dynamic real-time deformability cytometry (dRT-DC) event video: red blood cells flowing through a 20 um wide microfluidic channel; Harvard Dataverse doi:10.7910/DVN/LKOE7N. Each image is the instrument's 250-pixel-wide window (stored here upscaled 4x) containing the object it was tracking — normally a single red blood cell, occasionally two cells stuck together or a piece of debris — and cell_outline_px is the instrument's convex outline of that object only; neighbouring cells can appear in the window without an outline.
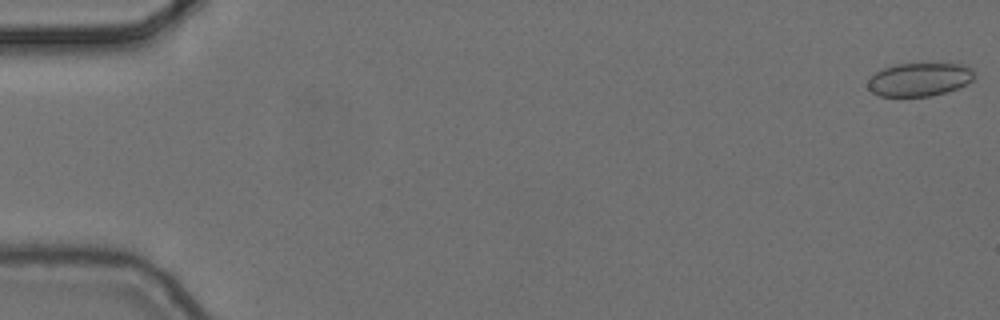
{"species": "common noctule bat (a hibernating species)", "species_latin": "Nyctalus noctula", "temperature_condition": "cold", "stored_images_in_passage": 8, "camera_frame_rate_fps": 3000, "um_per_image_px": 0.085, "animal": {"sex": "female", "body_mass_g": 24.6, "forearm_length_mm": 56.2}, "frame": {"image": 1, "passage_image": 1, "time_ms": 0.0, "image_size_px": [1000, 320], "cell_outline_px": [[972, 80], [956, 88], [932, 96], [880, 96], [872, 92], [868, 88], [868, 80], [876, 72], [884, 68], [896, 64], [964, 64], [972, 68]], "centroid_in_image_um": [78.12, 6.75], "position_along_channel_um": 6.9, "area_um2": 20.35}}
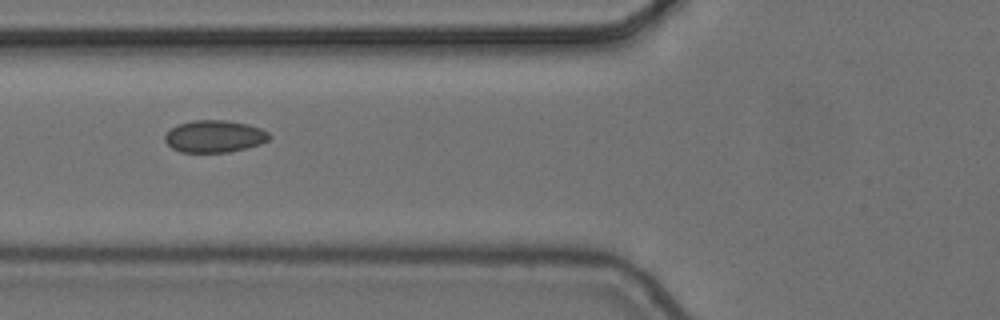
{"frame": {"image": 2, "passage_image": 7, "time_ms": 2.0, "image_size_px": [1000, 320], "cell_outline_px": [[272, 136], [268, 140], [260, 144], [228, 152], [180, 152], [172, 148], [164, 140], [164, 136], [176, 124], [192, 120], [228, 120], [248, 124], [260, 128], [268, 132]], "centroid_in_image_um": [18.22, 11.58], "position_along_channel_um": 107.6, "area_um2": 19.59}}
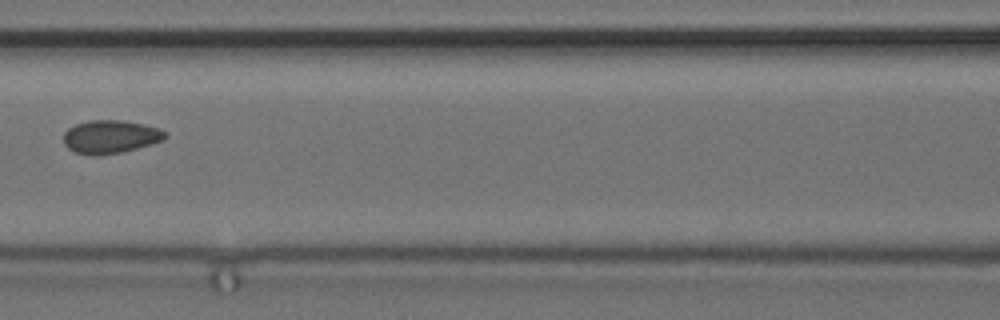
{"frame": {"image": 3, "passage_image": 8, "time_ms": 2.333, "image_size_px": [1000, 320], "cell_outline_px": [[168, 136], [164, 140], [136, 148], [120, 152], [100, 156], [92, 156], [76, 152], [68, 148], [64, 144], [64, 132], [68, 128], [76, 124], [88, 120], [120, 120], [144, 124], [160, 128]], "centroid_in_image_um": [9.37, 11.62], "position_along_channel_um": 157.2, "area_um2": 19.71}}